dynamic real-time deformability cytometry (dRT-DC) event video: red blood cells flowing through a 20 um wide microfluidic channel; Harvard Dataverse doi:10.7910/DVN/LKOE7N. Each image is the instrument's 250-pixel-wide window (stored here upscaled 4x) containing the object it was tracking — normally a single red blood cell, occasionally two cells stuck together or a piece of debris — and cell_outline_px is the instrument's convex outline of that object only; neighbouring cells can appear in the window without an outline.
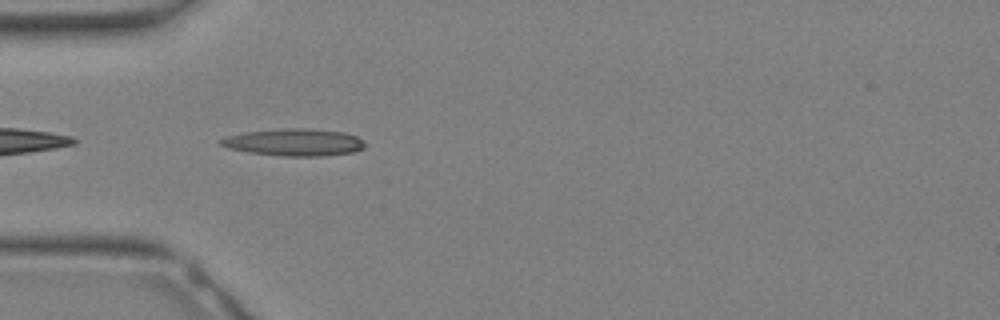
{"species": "Egyptian fruit bat (a non-hibernating species)", "species_latin": "Rousettus aegyptiacus", "temperature_condition": "warm", "stored_images_in_passage": 9, "camera_frame_rate_fps": 3000, "um_per_image_px": 0.085, "animal": {"sex": "female"}, "frame": {"image": 1, "passage_image": 7, "time_ms": 2.0, "image_size_px": [1000, 320], "cell_outline_px": [[368, 144], [364, 148], [352, 152], [324, 156], [284, 156], [248, 152], [228, 148], [220, 144], [216, 140], [228, 136], [244, 132], [284, 128], [312, 128], [344, 132], [356, 136], [364, 140]], "centroid_in_image_um": [25.04, 12.09], "position_along_channel_um": 60.0, "area_um2": 23.06}}
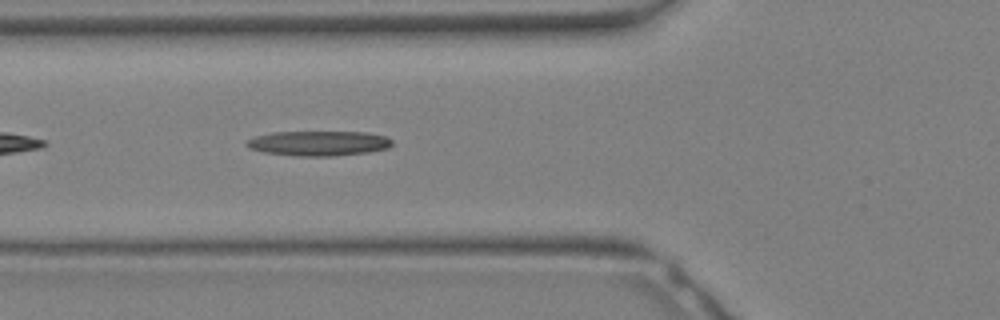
{"frame": {"image": 2, "passage_image": 9, "time_ms": 2.667, "image_size_px": [1000, 320], "cell_outline_px": [[392, 144], [388, 148], [368, 152], [332, 156], [296, 156], [264, 152], [248, 148], [244, 144], [248, 140], [256, 136], [272, 132], [368, 132], [384, 136], [392, 140]], "centroid_in_image_um": [27.07, 12.18], "position_along_channel_um": 98.7, "area_um2": 21.1}}